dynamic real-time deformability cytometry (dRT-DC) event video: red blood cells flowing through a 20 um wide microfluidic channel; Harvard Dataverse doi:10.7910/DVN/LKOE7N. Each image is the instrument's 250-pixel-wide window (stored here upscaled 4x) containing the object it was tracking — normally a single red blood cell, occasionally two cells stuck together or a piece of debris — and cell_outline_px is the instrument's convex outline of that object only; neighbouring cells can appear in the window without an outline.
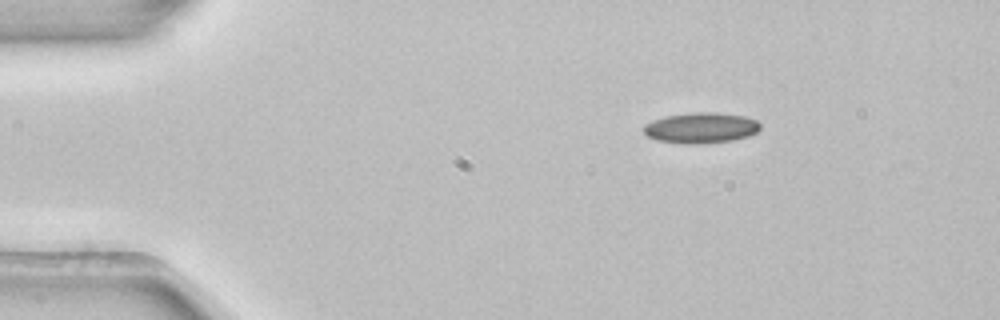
{"species": "common noctule bat (a hibernating species)", "species_latin": "Nyctalus noctula", "temperature_condition": "room temperature", "stored_images_in_passage": 3, "camera_frame_rate_fps": 3000, "um_per_image_px": 0.085, "animal": {"sex": "female", "body_mass_g": 22.7, "forearm_length_mm": 54.2}, "frame": {"image": 1, "passage_image": 1, "time_ms": 0.0, "image_size_px": [1000, 320], "cell_outline_px": [[760, 128], [756, 132], [748, 136], [732, 140], [700, 144], [688, 144], [656, 140], [648, 136], [644, 132], [644, 124], [652, 120], [664, 116], [696, 112], [716, 112], [744, 116], [756, 120], [760, 124]], "centroid_in_image_um": [59.57, 10.86], "position_along_channel_um": 25.4, "area_um2": 20.81}}